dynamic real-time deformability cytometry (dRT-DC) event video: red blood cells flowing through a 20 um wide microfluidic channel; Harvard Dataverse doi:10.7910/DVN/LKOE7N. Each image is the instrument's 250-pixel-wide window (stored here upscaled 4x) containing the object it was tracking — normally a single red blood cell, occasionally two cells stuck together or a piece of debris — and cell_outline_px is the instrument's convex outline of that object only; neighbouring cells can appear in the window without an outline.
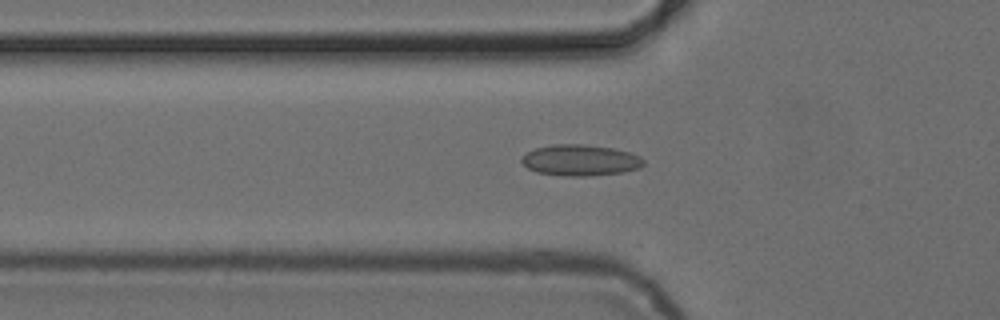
{"species": "common noctule bat (a hibernating species)", "species_latin": "Nyctalus noctula", "temperature_condition": "cold", "stored_images_in_passage": 2, "camera_frame_rate_fps": 3000, "um_per_image_px": 0.085, "animal": {"sex": "female", "body_mass_g": 24.6, "forearm_length_mm": 56.2}, "frame": {"image": 1, "passage_image": 2, "time_ms": 1.0, "image_size_px": [1000, 320], "cell_outline_px": [[644, 164], [640, 168], [624, 172], [588, 176], [560, 176], [536, 172], [528, 168], [520, 160], [520, 156], [536, 148], [552, 144], [584, 144], [612, 148], [628, 152], [640, 156], [644, 160]], "centroid_in_image_um": [49.31, 13.62], "position_along_channel_um": 76.5, "area_um2": 22.25}}